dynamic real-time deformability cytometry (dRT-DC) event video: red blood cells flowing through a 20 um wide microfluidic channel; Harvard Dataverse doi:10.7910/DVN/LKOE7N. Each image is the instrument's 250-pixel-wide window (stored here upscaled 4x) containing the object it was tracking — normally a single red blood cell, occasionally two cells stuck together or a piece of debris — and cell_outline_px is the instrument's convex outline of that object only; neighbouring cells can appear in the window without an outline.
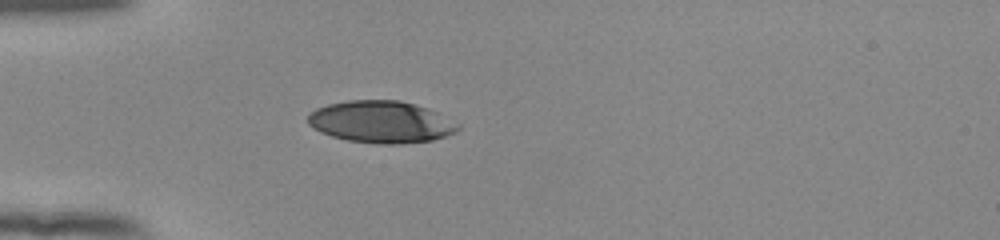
{"species": "human", "species_latin": "Homo sapiens", "temperature_condition": "room temperature", "stored_images_in_passage": 38, "camera_frame_rate_fps": 3000, "um_per_image_px": 0.085, "donor": {"sex": "female"}, "frame": {"image": 1, "passage_image": 1, "time_ms": 0.0, "image_size_px": [1000, 240], "cell_outline_px": [[460, 128], [456, 132], [432, 140], [400, 144], [380, 144], [348, 140], [332, 136], [320, 132], [312, 128], [308, 124], [308, 116], [316, 108], [328, 104], [348, 100], [400, 100], [428, 108], [460, 124]], "centroid_in_image_um": [32.39, 10.36], "position_along_channel_um": 52.6, "area_um2": 36.7}}
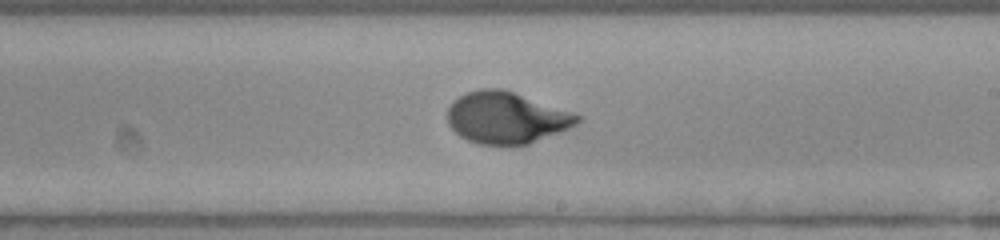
{"frame": {"image": 2, "passage_image": 17, "time_ms": 5.333, "image_size_px": [1000, 240], "cell_outline_px": [[580, 120], [576, 124], [560, 132], [528, 144], [476, 144], [460, 136], [448, 124], [448, 108], [452, 100], [468, 92], [480, 88], [500, 88], [512, 92], [580, 116]], "centroid_in_image_um": [42.97, 10.01], "position_along_channel_um": 246.0, "area_um2": 38.26}}
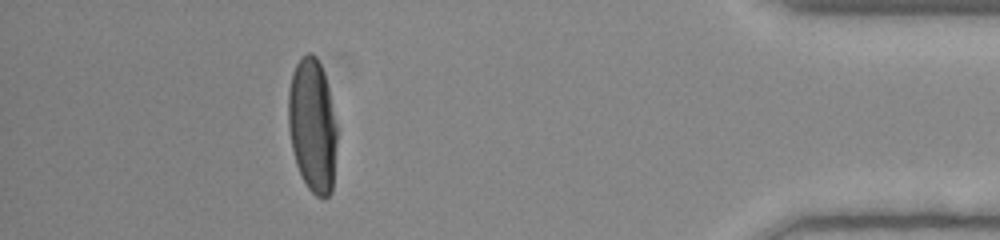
{"frame": {"image": 3, "passage_image": 33, "time_ms": 10.667, "image_size_px": [1000, 240], "cell_outline_px": [[336, 144], [332, 192], [324, 200], [316, 196], [308, 188], [300, 176], [296, 164], [292, 148], [288, 128], [288, 92], [292, 72], [300, 56], [308, 52], [312, 52], [316, 56], [324, 72], [328, 88], [336, 124]], "centroid_in_image_um": [26.54, 10.66], "position_along_channel_um": 408.7, "area_um2": 38.26}, "authors_computed_cell_mechanics": {"area_um2": 38.6393, "velocity_mm_per_s": 3.8975, "shape_relaxation_time_tau1_ms": 3.7168, "shape_relaxation_time_tau2_ms": null, "deformation_change_tau1": 0.2185, "deformation_change_tau2": null}}